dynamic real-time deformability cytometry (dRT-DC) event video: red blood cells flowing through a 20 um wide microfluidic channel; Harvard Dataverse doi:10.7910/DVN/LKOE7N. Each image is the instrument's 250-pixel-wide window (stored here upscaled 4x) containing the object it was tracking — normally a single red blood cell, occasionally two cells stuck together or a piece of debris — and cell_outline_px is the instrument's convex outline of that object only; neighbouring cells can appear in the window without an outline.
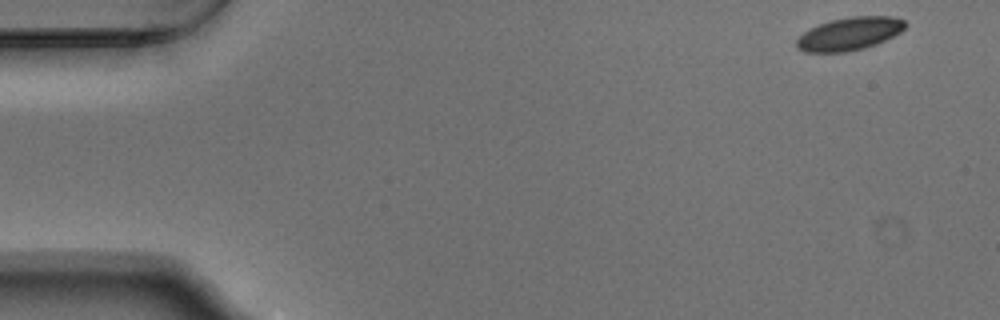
{"species": "Egyptian fruit bat (a non-hibernating species)", "species_latin": "Rousettus aegyptiacus", "temperature_condition": "warm", "stored_images_in_passage": 52, "camera_frame_rate_fps": 3000, "um_per_image_px": 0.085, "animal": {"sex": "male"}, "frame": {"image": 1, "passage_image": 1, "time_ms": 0.0, "image_size_px": [1000, 320], "cell_outline_px": [[908, 24], [900, 32], [876, 44], [864, 48], [848, 52], [804, 52], [796, 48], [796, 40], [804, 32], [820, 24], [832, 20], [852, 16], [892, 16], [904, 20]], "centroid_in_image_um": [72.21, 2.87], "position_along_channel_um": 12.8, "area_um2": 20.75}}
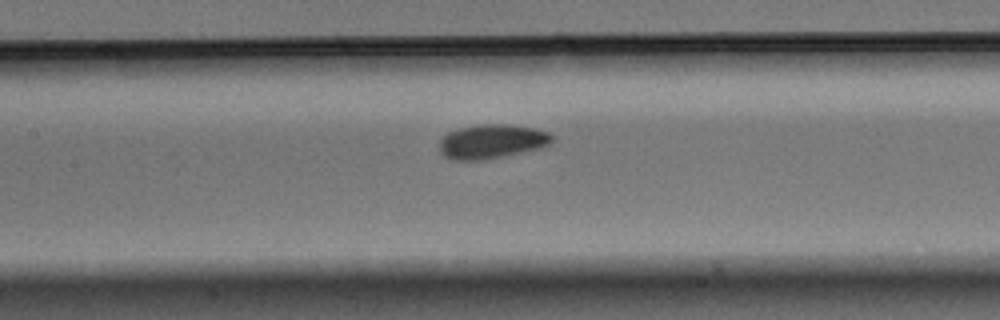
{"frame": {"image": 2, "passage_image": 23, "time_ms": 7.333, "image_size_px": [1000, 320], "cell_outline_px": [[552, 144], [544, 148], [484, 160], [452, 160], [444, 156], [440, 152], [440, 140], [448, 132], [460, 128], [480, 124], [508, 124], [536, 128], [548, 132], [552, 136]], "centroid_in_image_um": [41.84, 12.03], "position_along_channel_um": 165.6, "area_um2": 22.72}}
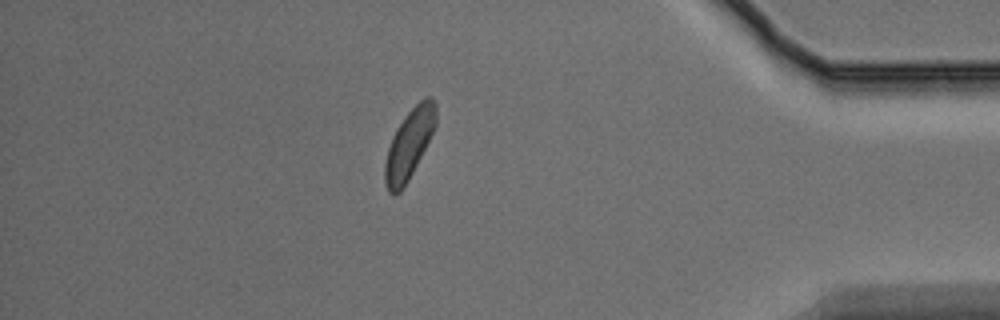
{"frame": {"image": 3, "passage_image": 45, "time_ms": 14.667, "image_size_px": [1000, 320], "cell_outline_px": [[436, 124], [408, 180], [400, 192], [388, 192], [384, 180], [384, 164], [388, 148], [392, 136], [396, 128], [404, 116], [424, 96], [432, 96], [436, 104]], "centroid_in_image_um": [34.76, 12.2], "position_along_channel_um": 400.4, "area_um2": 20.29}, "authors_computed_cell_mechanics": {"area_um2": 21.3282, "velocity_mm_per_s": 3.7145, "shape_relaxation_time_tau1_ms": 1.8185, "shape_relaxation_time_tau2_ms": null, "deformation_change_tau1": 0.0725, "deformation_change_tau2": null}}